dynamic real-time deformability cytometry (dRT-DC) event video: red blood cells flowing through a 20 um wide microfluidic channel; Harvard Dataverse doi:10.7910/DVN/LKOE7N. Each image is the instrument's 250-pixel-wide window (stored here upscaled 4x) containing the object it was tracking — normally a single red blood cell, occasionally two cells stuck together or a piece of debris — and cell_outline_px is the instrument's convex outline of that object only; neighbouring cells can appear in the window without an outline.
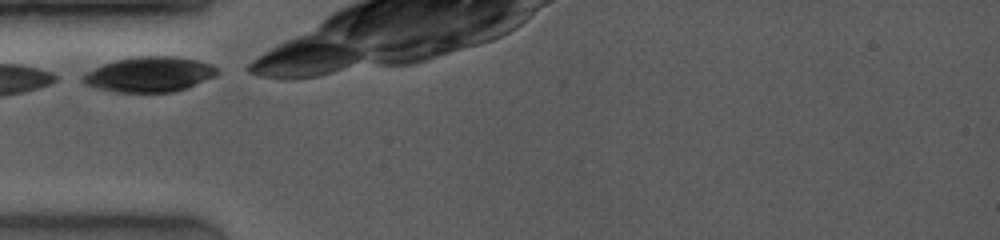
{"species": "common noctule bat (a hibernating species)", "species_latin": "Nyctalus noctula", "temperature_condition": "room temperature", "stored_images_in_passage": 7, "camera_frame_rate_fps": 4000, "um_per_image_px": 0.085, "animal": {"sex": "female", "body_mass_g": 19.0, "forearm_length_mm": 53.3}, "frame": {"image": 1, "passage_image": 1, "time_ms": 0.0, "image_size_px": [1000, 240], "cell_outline_px": [[220, 72], [216, 76], [184, 88], [172, 92], [112, 92], [96, 88], [84, 84], [80, 80], [80, 76], [84, 72], [104, 64], [116, 60], [140, 56], [176, 56], [196, 60], [212, 64], [220, 68]], "centroid_in_image_um": [12.68, 6.32], "position_along_channel_um": 72.3, "area_um2": 27.69}}